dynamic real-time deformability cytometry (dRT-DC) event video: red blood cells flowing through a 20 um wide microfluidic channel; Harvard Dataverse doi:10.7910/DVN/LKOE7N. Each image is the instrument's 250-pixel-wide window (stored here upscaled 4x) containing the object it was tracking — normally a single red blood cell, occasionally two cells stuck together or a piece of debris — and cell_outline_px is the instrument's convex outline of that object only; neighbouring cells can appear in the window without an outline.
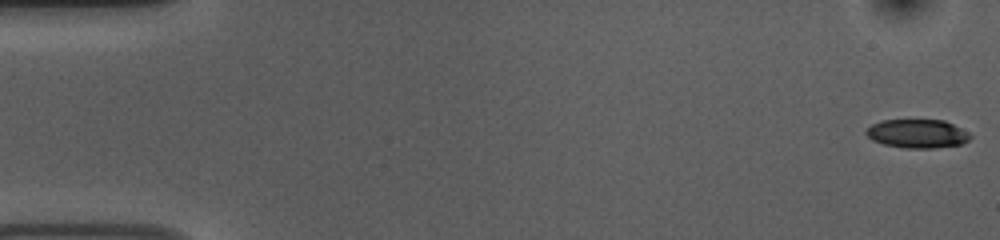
{"species": "common noctule bat (a hibernating species)", "species_latin": "Nyctalus noctula", "temperature_condition": "room temperature", "stored_images_in_passage": 54, "camera_frame_rate_fps": 3000, "um_per_image_px": 0.085, "animal": {"sex": "female", "body_mass_g": 10.0, "forearm_length_mm": 53.1}, "frame": {"image": 1, "passage_image": 1, "time_ms": 0.0, "image_size_px": [1000, 240], "cell_outline_px": [[972, 136], [968, 140], [960, 144], [932, 148], [904, 148], [884, 144], [872, 140], [864, 132], [872, 124], [880, 120], [944, 120], [968, 132]], "centroid_in_image_um": [77.95, 11.36], "position_along_channel_um": 7.1, "area_um2": 17.28}}
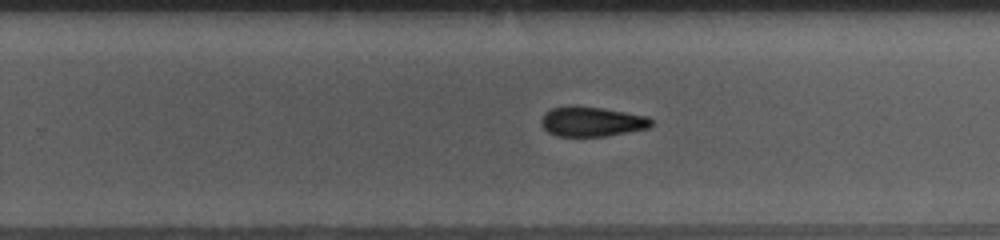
{"frame": {"image": 2, "passage_image": 34, "time_ms": 11.0, "image_size_px": [1000, 240], "cell_outline_px": [[652, 124], [648, 128], [628, 132], [604, 136], [556, 136], [548, 132], [540, 124], [540, 120], [544, 112], [552, 108], [600, 108], [648, 116], [652, 120]], "centroid_in_image_um": [50.3, 10.37], "position_along_channel_um": 279.5, "area_um2": 18.55}}
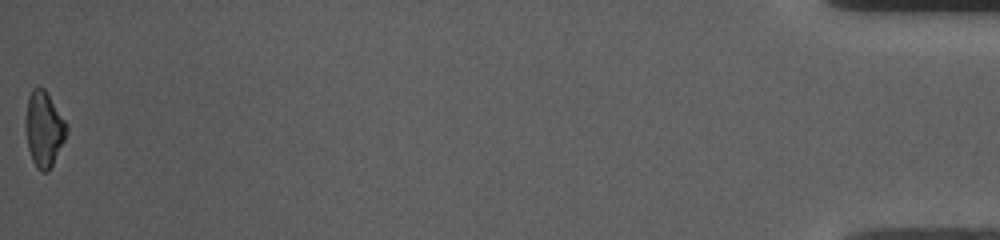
{"frame": {"image": 3, "passage_image": 54, "time_ms": 17.667, "image_size_px": [1000, 240], "cell_outline_px": [[68, 132], [48, 172], [40, 172], [36, 168], [32, 160], [28, 148], [24, 120], [28, 96], [32, 88], [44, 88], [68, 124]], "centroid_in_image_um": [3.72, 10.96], "position_along_channel_um": 431.5, "area_um2": 18.09}, "authors_computed_cell_mechanics": {"area_um2": 19.0162, "velocity_mm_per_s": 3.7404, "shape_relaxation_time_tau1_ms": 4.4209, "shape_relaxation_time_tau2_ms": 3.555, "deformation_change_tau1": 0.139, "deformation_change_tau2": 0.1188}}